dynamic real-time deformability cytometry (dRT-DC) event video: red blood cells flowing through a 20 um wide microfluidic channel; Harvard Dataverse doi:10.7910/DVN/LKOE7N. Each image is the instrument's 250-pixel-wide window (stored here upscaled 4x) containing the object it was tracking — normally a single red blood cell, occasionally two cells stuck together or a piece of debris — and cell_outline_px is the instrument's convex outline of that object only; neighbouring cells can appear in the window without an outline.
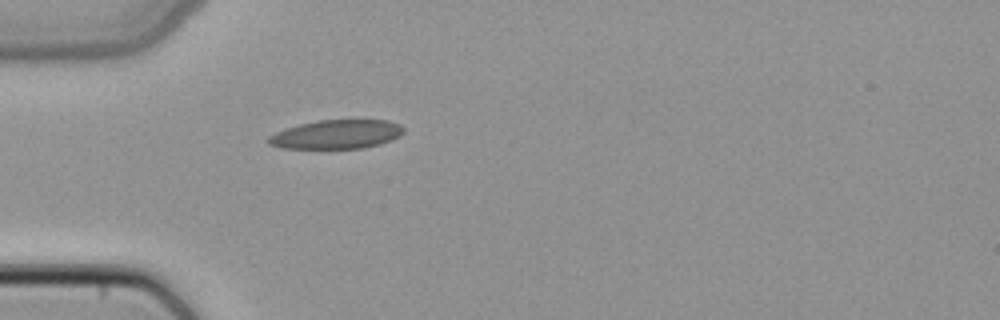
{"species": "common noctule bat (a hibernating species)", "species_latin": "Nyctalus noctula", "temperature_condition": "cold", "stored_images_in_passage": 1, "camera_frame_rate_fps": 3000, "um_per_image_px": 0.085, "animal": {"sex": "female", "body_mass_g": 22.7, "forearm_length_mm": 54.2}, "frame": {"image": 1, "passage_image": 1, "time_ms": 0.0, "image_size_px": [1000, 320], "cell_outline_px": [[404, 132], [400, 136], [392, 140], [380, 144], [364, 148], [280, 148], [268, 144], [268, 136], [284, 128], [300, 124], [320, 120], [388, 120], [400, 124], [404, 128]], "centroid_in_image_um": [28.62, 11.42], "position_along_channel_um": 56.4, "area_um2": 22.89}}